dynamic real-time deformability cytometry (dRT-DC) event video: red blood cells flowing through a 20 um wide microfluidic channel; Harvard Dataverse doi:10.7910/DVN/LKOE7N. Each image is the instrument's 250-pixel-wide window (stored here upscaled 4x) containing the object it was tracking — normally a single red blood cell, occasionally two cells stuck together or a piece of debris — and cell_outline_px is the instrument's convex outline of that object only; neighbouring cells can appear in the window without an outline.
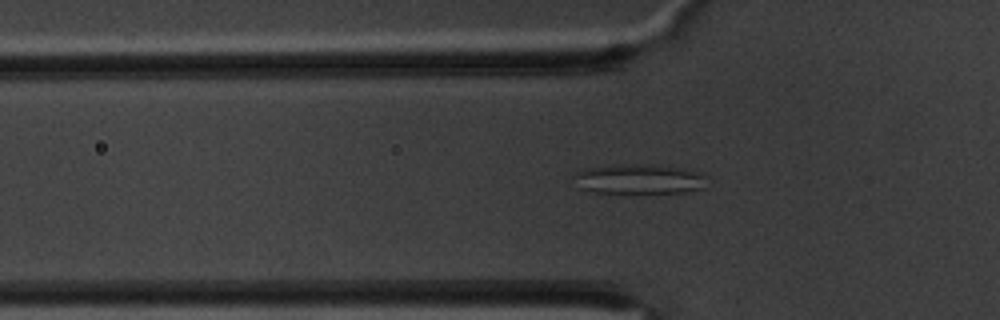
{"species": "common noctule bat (a hibernating species)", "species_latin": "Nyctalus noctula", "temperature_condition": "warm", "stored_images_in_passage": 45, "camera_frame_rate_fps": 3000, "um_per_image_px": 0.085, "animal": {"sex": "male", "body_mass_g": 20.1, "forearm_length_mm": 53.5}, "frame": {"image": 1, "passage_image": 20, "time_ms": 6.333, "image_size_px": [1000, 320], "cell_outline_px": [[708, 176], [704, 188], [688, 192], [592, 192], [580, 188], [572, 176], [576, 172], [584, 168], [612, 164], [652, 164], [692, 168]], "centroid_in_image_um": [54.38, 15.19], "position_along_channel_um": 71.4, "area_um2": 23.7}}
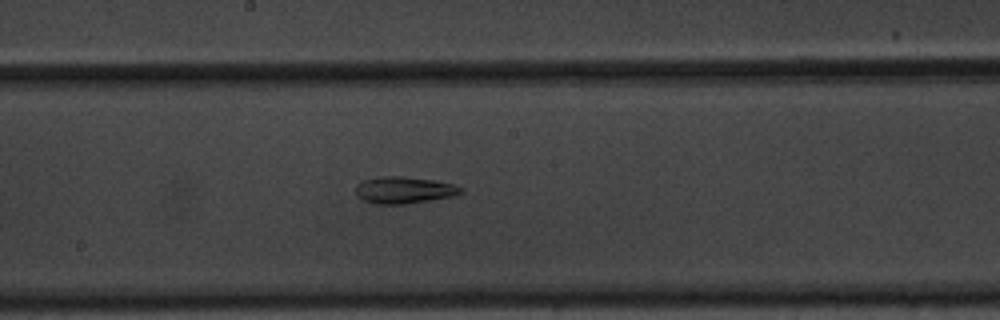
{"frame": {"image": 2, "passage_image": 33, "time_ms": 10.667, "image_size_px": [1000, 320], "cell_outline_px": [[464, 192], [452, 196], [404, 204], [372, 204], [356, 196], [356, 184], [364, 180], [380, 176], [400, 176], [432, 180], [456, 184], [464, 188]], "centroid_in_image_um": [34.34, 16.15], "position_along_channel_um": 213.9, "area_um2": 16.47}}
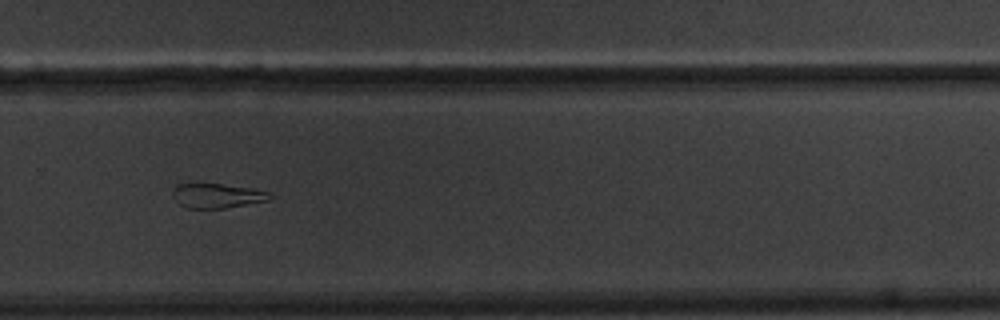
{"frame": {"image": 3, "passage_image": 42, "time_ms": 13.667, "image_size_px": [1000, 320], "cell_outline_px": [[276, 196], [272, 200], [224, 208], [184, 208], [172, 196], [172, 192], [176, 184], [224, 184], [252, 188], [272, 192]], "centroid_in_image_um": [18.54, 16.64], "position_along_channel_um": 311.3, "area_um2": 14.16}}